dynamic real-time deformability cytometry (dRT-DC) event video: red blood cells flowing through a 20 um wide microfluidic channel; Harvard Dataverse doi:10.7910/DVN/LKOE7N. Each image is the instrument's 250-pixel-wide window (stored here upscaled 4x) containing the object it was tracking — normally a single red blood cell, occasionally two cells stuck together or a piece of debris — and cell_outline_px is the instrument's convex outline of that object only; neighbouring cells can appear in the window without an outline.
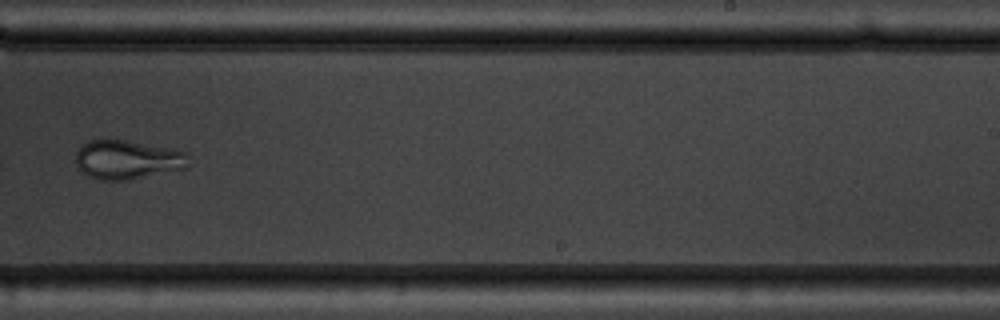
{"species": "common noctule bat (a hibernating species)", "species_latin": "Nyctalus noctula", "temperature_condition": "warm", "stored_images_in_passage": 10, "camera_frame_rate_fps": 3000, "um_per_image_px": 0.085, "animal": {"sex": "male", "body_mass_g": 19.5, "forearm_length_mm": 54.6}, "frame": {"image": 1, "passage_image": 10, "time_ms": 10.333, "image_size_px": [1000, 320], "cell_outline_px": [[188, 152], [184, 168], [128, 180], [100, 180], [88, 176], [76, 164], [76, 152], [88, 140], [124, 140], [172, 148]], "centroid_in_image_um": [10.81, 13.56], "position_along_channel_um": 278.2, "area_um2": 25.26}}